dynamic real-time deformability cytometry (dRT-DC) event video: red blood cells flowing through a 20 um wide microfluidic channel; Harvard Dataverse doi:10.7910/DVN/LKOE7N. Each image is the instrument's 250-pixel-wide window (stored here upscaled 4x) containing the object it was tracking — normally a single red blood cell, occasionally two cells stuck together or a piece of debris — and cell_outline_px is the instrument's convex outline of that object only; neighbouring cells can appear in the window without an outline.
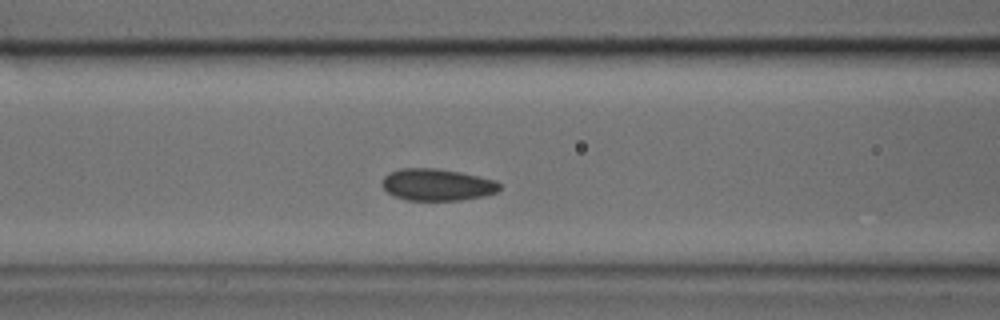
{"species": "common noctule bat (a hibernating species)", "species_latin": "Nyctalus noctula", "temperature_condition": "cold", "stored_images_in_passage": 26, "camera_frame_rate_fps": 3000, "um_per_image_px": 0.085, "animal": {"sex": "male", "body_mass_g": 17.9, "forearm_length_mm": 54.2}, "frame": {"image": 1, "passage_image": 5, "time_ms": 1.333, "image_size_px": [1000, 320], "cell_outline_px": [[500, 188], [496, 192], [484, 196], [460, 200], [404, 200], [388, 192], [380, 184], [384, 176], [388, 172], [400, 168], [436, 168], [460, 172], [496, 180], [500, 184]], "centroid_in_image_um": [37.13, 15.69], "position_along_channel_um": 129.5, "area_um2": 21.91}}
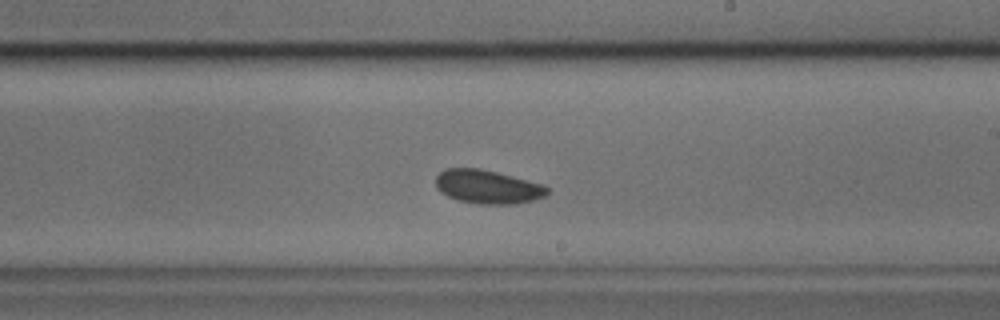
{"frame": {"image": 2, "passage_image": 12, "time_ms": 3.667, "image_size_px": [1000, 320], "cell_outline_px": [[548, 192], [544, 196], [532, 200], [516, 204], [480, 204], [456, 200], [440, 192], [436, 188], [436, 176], [444, 168], [480, 168], [512, 176], [540, 184], [548, 188]], "centroid_in_image_um": [41.39, 15.88], "position_along_channel_um": 247.6, "area_um2": 21.79}}